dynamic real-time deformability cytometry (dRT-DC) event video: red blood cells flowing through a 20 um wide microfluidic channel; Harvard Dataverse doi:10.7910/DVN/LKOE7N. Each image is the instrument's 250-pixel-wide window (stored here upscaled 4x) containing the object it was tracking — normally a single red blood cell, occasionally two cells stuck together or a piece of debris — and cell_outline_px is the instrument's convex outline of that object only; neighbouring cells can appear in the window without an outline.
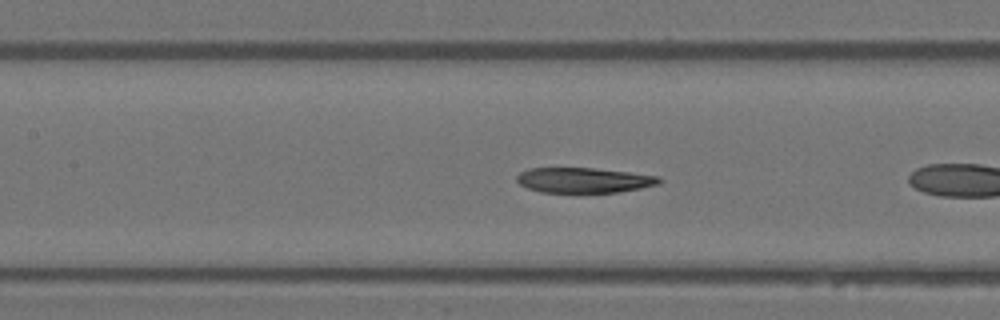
{"species": "Egyptian fruit bat (a non-hibernating species)", "species_latin": "Rousettus aegyptiacus", "temperature_condition": "warm", "stored_images_in_passage": 7, "camera_frame_rate_fps": 3000, "um_per_image_px": 0.085, "animal": {"sex": "female"}, "frame": {"image": 1, "passage_image": 6, "time_ms": 1.667, "image_size_px": [1000, 320], "cell_outline_px": [[664, 180], [660, 184], [620, 192], [540, 192], [528, 188], [520, 184], [516, 180], [516, 176], [520, 172], [528, 168], [592, 168], [628, 172], [660, 176]], "centroid_in_image_um": [49.65, 15.31], "position_along_channel_um": 157.8, "area_um2": 20.92}}